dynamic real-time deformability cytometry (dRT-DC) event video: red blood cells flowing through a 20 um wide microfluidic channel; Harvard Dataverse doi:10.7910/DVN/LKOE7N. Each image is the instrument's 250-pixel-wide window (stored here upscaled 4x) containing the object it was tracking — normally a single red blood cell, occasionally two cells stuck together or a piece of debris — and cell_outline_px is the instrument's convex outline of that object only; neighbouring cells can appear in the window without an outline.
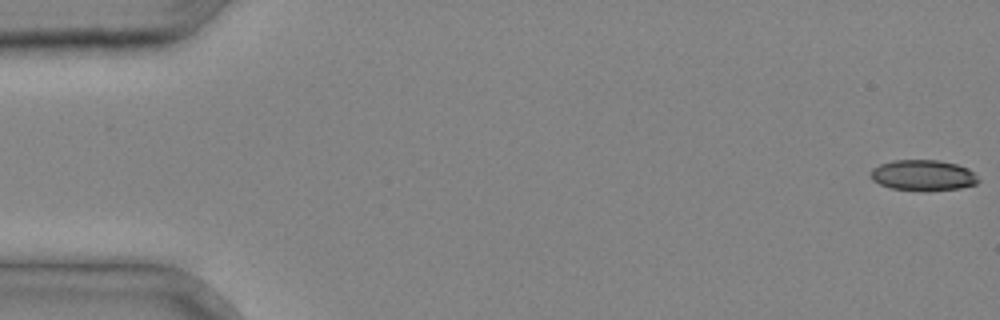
{"species": "common noctule bat (a hibernating species)", "species_latin": "Nyctalus noctula", "temperature_condition": "cold", "stored_images_in_passage": 36, "camera_frame_rate_fps": 3000, "um_per_image_px": 0.085, "animal": {"sex": "male", "body_mass_g": 20.4}, "frame": {"image": 1, "passage_image": 1, "time_ms": 0.0, "image_size_px": [1000, 320], "cell_outline_px": [[980, 180], [976, 184], [960, 188], [928, 192], [920, 192], [892, 188], [880, 184], [872, 180], [872, 168], [880, 164], [892, 160], [936, 160], [956, 164], [968, 168]], "centroid_in_image_um": [78.47, 14.92], "position_along_channel_um": 6.5, "area_um2": 19.48}}
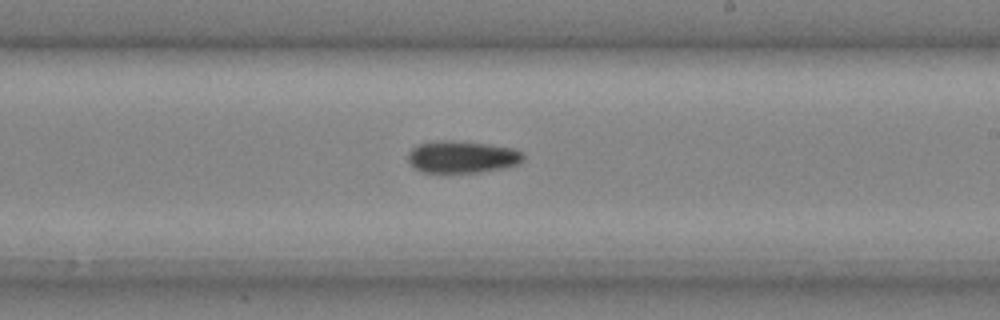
{"frame": {"image": 2, "passage_image": 23, "time_ms": 7.333, "image_size_px": [1000, 320], "cell_outline_px": [[524, 160], [520, 164], [480, 172], [424, 172], [416, 168], [408, 160], [408, 152], [416, 144], [440, 140], [452, 140], [488, 144], [512, 148], [524, 152]], "centroid_in_image_um": [39.29, 13.32], "position_along_channel_um": 249.7, "area_um2": 21.56}}
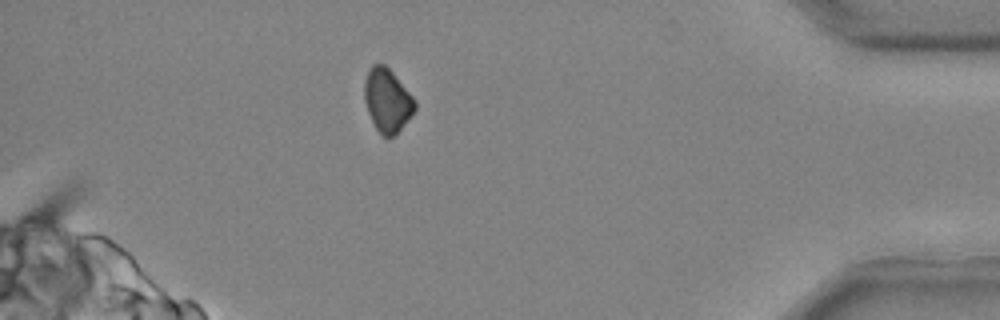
{"frame": {"image": 3, "passage_image": 34, "time_ms": 11.0, "image_size_px": [1000, 320], "cell_outline_px": [[416, 108], [400, 128], [392, 136], [384, 136], [376, 128], [368, 112], [364, 100], [364, 80], [368, 68], [372, 64], [384, 64], [392, 72], [416, 100]], "centroid_in_image_um": [32.89, 8.48], "position_along_channel_um": 402.3, "area_um2": 18.32}}